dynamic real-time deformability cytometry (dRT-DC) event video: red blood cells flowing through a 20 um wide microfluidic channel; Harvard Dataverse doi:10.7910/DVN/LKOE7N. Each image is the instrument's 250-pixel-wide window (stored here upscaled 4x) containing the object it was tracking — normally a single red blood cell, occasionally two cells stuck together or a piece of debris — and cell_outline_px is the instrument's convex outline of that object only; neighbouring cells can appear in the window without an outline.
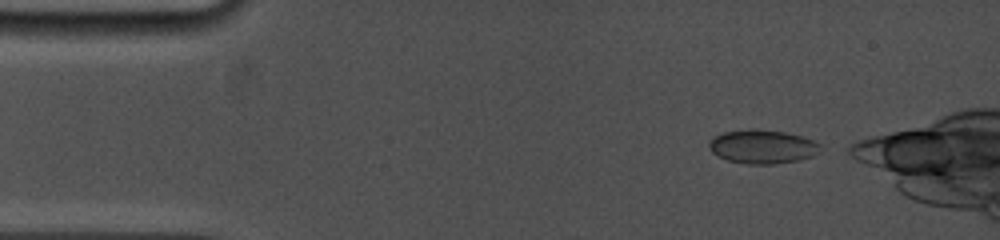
{"species": "common noctule bat (a hibernating species)", "species_latin": "Nyctalus noctula", "temperature_condition": "cold", "stored_images_in_passage": 29, "camera_frame_rate_fps": 5000, "um_per_image_px": 0.085, "animal": {"sex": "female", "body_mass_g": 19.0, "forearm_length_mm": 53.3}, "frame": {"image": 1, "passage_image": 2, "time_ms": 0.2, "image_size_px": [1000, 240], "cell_outline_px": [[820, 144], [816, 152], [812, 156], [800, 160], [772, 164], [744, 164], [728, 160], [716, 156], [708, 148], [708, 140], [724, 132], [748, 128], [784, 132], [804, 136]], "centroid_in_image_um": [64.75, 12.46], "position_along_channel_um": 20.2, "area_um2": 21.96}}
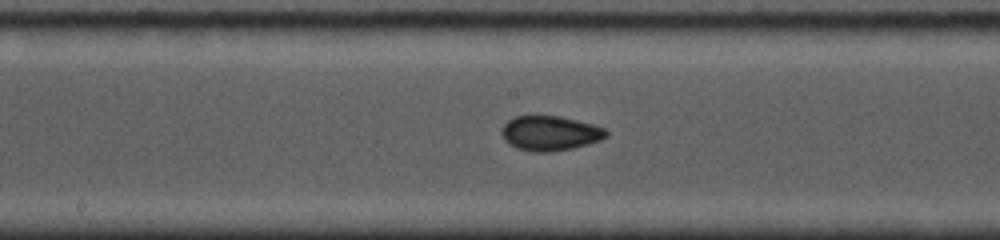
{"frame": {"image": 2, "passage_image": 18, "time_ms": 6.8, "image_size_px": [1000, 240], "cell_outline_px": [[608, 136], [600, 140], [588, 144], [572, 148], [548, 152], [532, 152], [516, 148], [504, 140], [500, 132], [504, 124], [508, 120], [516, 116], [560, 116], [592, 124], [604, 128], [608, 132]], "centroid_in_image_um": [46.74, 11.33], "position_along_channel_um": 201.5, "area_um2": 21.15}}
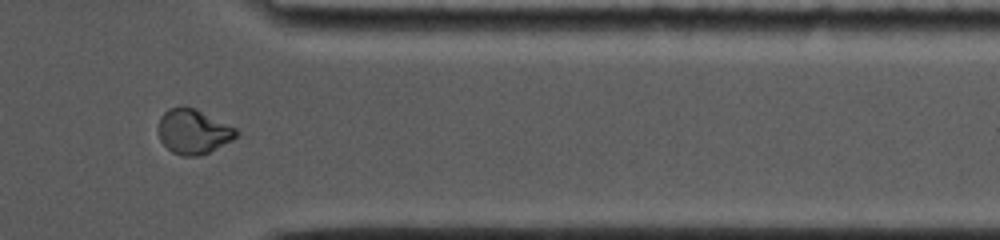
{"frame": {"image": 3, "passage_image": 27, "time_ms": 11.8, "image_size_px": [1000, 240], "cell_outline_px": [[240, 132], [232, 140], [208, 152], [196, 156], [184, 156], [172, 152], [160, 140], [156, 128], [160, 116], [168, 108], [180, 104], [196, 108], [236, 128]], "centroid_in_image_um": [16.38, 11.14], "position_along_channel_um": 395.0, "area_um2": 20.63}}